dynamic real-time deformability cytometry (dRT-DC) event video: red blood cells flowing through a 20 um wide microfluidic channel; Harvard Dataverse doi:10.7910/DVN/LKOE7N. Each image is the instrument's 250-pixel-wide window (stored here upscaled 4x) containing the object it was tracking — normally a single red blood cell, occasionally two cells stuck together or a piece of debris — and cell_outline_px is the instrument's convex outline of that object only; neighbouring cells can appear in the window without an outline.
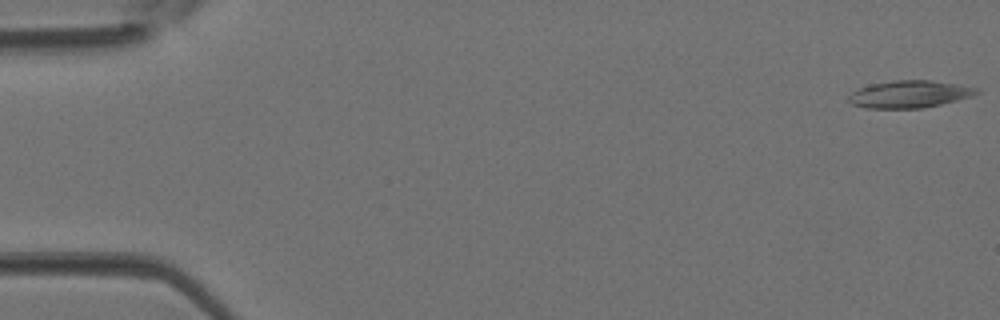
{"species": "Egyptian fruit bat (a non-hibernating species)", "species_latin": "Rousettus aegyptiacus", "temperature_condition": "room temperature", "stored_images_in_passage": 13, "camera_frame_rate_fps": 3000, "um_per_image_px": 0.085, "animal": {"sex": "female"}, "frame": {"image": 1, "passage_image": 1, "time_ms": 0.0, "image_size_px": [1000, 320], "cell_outline_px": [[980, 92], [972, 96], [924, 108], [868, 108], [852, 104], [848, 100], [848, 96], [852, 92], [868, 84], [896, 80], [932, 80], [980, 88]], "centroid_in_image_um": [77.31, 8.0], "position_along_channel_um": 7.7, "area_um2": 20.29}}
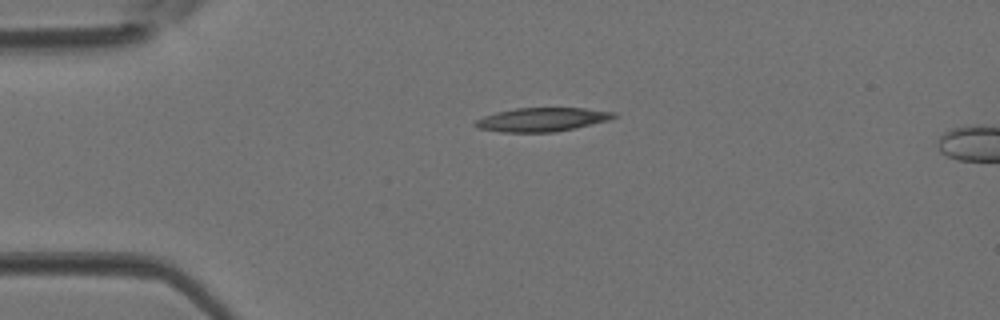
{"frame": {"image": 2, "passage_image": 10, "time_ms": 3.0, "image_size_px": [1000, 320], "cell_outline_px": [[616, 116], [608, 120], [576, 128], [556, 132], [500, 132], [480, 128], [472, 124], [476, 120], [484, 116], [496, 112], [516, 108], [584, 108], [616, 112]], "centroid_in_image_um": [46.07, 10.16], "position_along_channel_um": 38.9, "area_um2": 19.13}}